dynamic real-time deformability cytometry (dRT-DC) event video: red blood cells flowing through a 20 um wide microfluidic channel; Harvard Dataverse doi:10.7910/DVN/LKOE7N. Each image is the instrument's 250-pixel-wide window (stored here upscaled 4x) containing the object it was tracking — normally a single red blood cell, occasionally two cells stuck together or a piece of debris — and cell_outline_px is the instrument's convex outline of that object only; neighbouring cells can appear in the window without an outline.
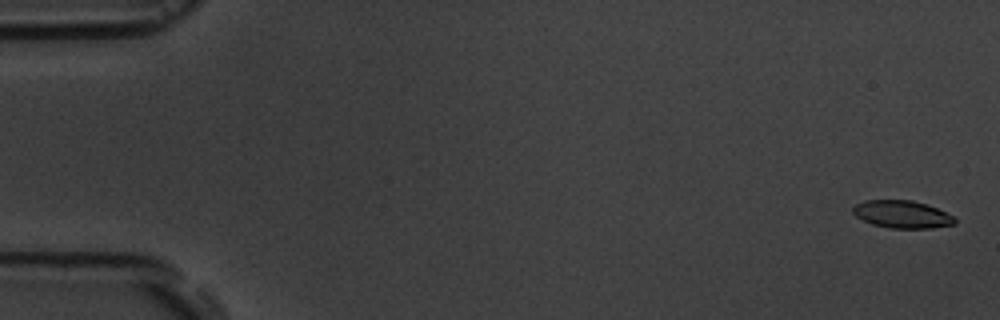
{"species": "common noctule bat (a hibernating species)", "species_latin": "Nyctalus noctula", "temperature_condition": "room temperature", "stored_images_in_passage": 7, "camera_frame_rate_fps": 3000, "um_per_image_px": 0.085, "animal": {"sex": "male", "body_mass_g": 19.5, "forearm_length_mm": 54.6}, "frame": {"image": 1, "passage_image": 1, "time_ms": 0.0, "image_size_px": [1000, 320], "cell_outline_px": [[956, 224], [932, 228], [888, 228], [872, 224], [856, 216], [852, 212], [852, 208], [856, 204], [864, 200], [912, 200], [936, 208], [956, 216]], "centroid_in_image_um": [76.69, 18.22], "position_along_channel_um": 8.3, "area_um2": 16.42}}
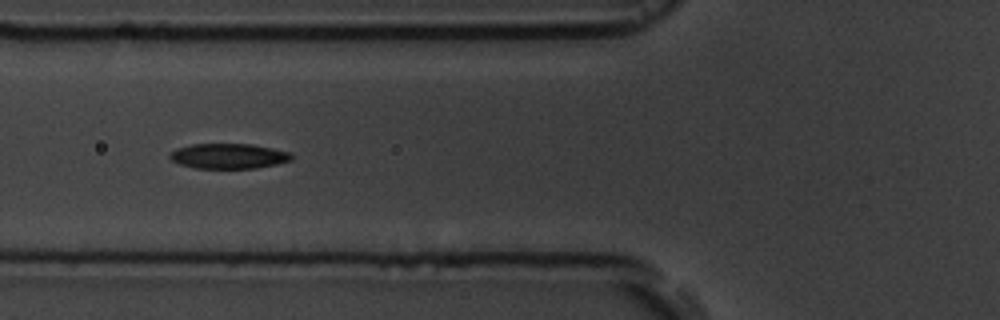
{"frame": {"image": 2, "passage_image": 6, "time_ms": 6.667, "image_size_px": [1000, 320], "cell_outline_px": [[292, 160], [276, 164], [256, 168], [196, 168], [180, 164], [172, 160], [168, 156], [176, 148], [192, 144], [252, 144], [272, 148], [288, 152], [292, 156]], "centroid_in_image_um": [19.42, 13.26], "position_along_channel_um": 106.4, "area_um2": 17.69}}
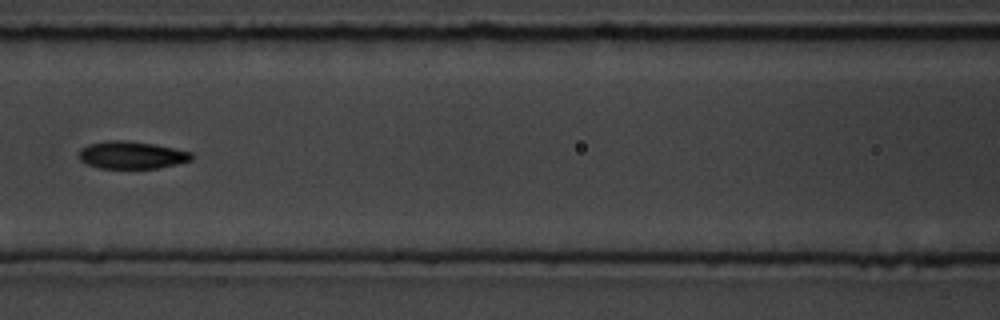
{"frame": {"image": 3, "passage_image": 7, "time_ms": 8.0, "image_size_px": [1000, 320], "cell_outline_px": [[192, 160], [176, 164], [156, 168], [100, 168], [88, 164], [80, 160], [80, 148], [88, 144], [108, 140], [124, 140], [152, 144], [192, 152]], "centroid_in_image_um": [11.17, 13.17], "position_along_channel_um": 155.4, "area_um2": 17.8}}